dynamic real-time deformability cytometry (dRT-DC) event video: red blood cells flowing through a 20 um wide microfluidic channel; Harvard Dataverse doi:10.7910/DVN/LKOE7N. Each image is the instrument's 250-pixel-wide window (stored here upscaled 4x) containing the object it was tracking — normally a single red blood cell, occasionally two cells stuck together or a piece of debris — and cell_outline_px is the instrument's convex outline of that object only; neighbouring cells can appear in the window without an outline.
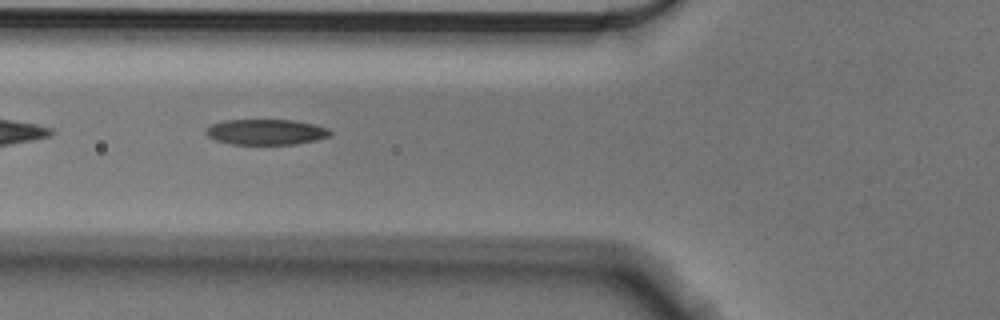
{"species": "Egyptian fruit bat (a non-hibernating species)", "species_latin": "Rousettus aegyptiacus", "temperature_condition": "cold", "stored_images_in_passage": 38, "camera_frame_rate_fps": 3000, "um_per_image_px": 0.085, "animal": {"sex": "male"}, "frame": {"image": 1, "passage_image": 5, "time_ms": 1.333, "image_size_px": [1000, 320], "cell_outline_px": [[332, 132], [328, 136], [316, 140], [292, 144], [232, 144], [216, 140], [208, 136], [204, 132], [212, 124], [224, 120], [296, 120], [316, 124], [328, 128]], "centroid_in_image_um": [22.63, 11.21], "position_along_channel_um": 103.2, "area_um2": 18.44}}
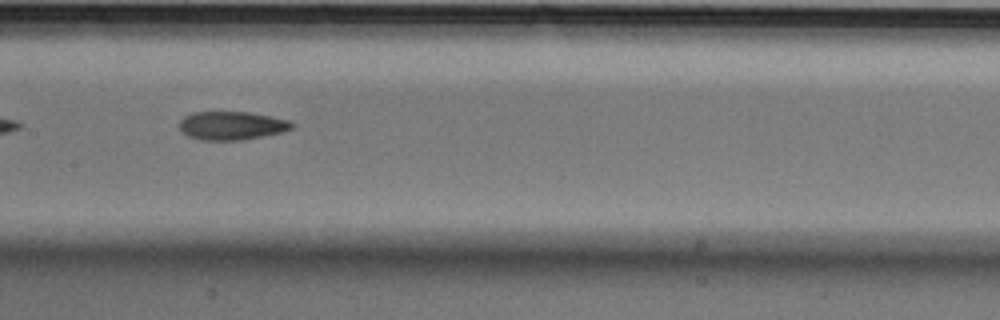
{"frame": {"image": 2, "passage_image": 12, "time_ms": 3.667, "image_size_px": [1000, 320], "cell_outline_px": [[296, 124], [292, 128], [280, 132], [244, 140], [200, 140], [188, 136], [180, 128], [180, 120], [184, 116], [192, 112], [248, 112], [272, 116], [288, 120]], "centroid_in_image_um": [19.7, 10.67], "position_along_channel_um": 187.7, "area_um2": 18.61}}
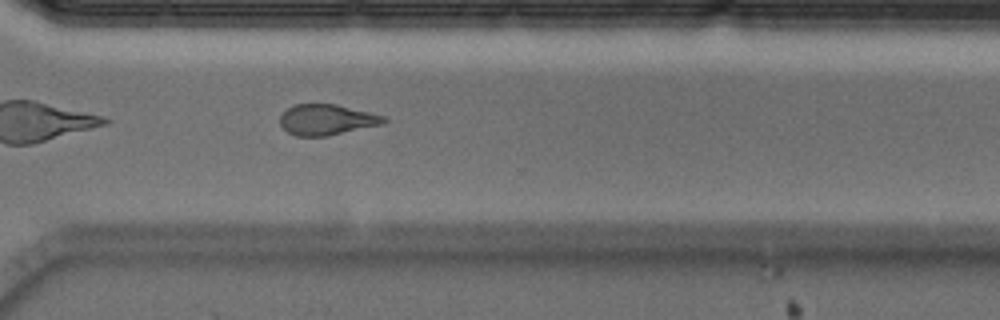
{"frame": {"image": 3, "passage_image": 25, "time_ms": 8.0, "image_size_px": [1000, 320], "cell_outline_px": [[388, 120], [380, 124], [328, 136], [296, 136], [288, 132], [280, 124], [280, 116], [288, 108], [296, 104], [336, 104], [384, 116]], "centroid_in_image_um": [27.74, 10.17], "position_along_channel_um": 342.9, "area_um2": 18.26}, "authors_computed_cell_mechanics": {"area_um2": 19.4497, "velocity_mm_per_s": 3.5922, "shape_relaxation_time_tau1_ms": 6.097, "shape_relaxation_time_tau2_ms": 3.0624, "deformation_change_tau1": 0.15, "deformation_change_tau2": 0.1092}}